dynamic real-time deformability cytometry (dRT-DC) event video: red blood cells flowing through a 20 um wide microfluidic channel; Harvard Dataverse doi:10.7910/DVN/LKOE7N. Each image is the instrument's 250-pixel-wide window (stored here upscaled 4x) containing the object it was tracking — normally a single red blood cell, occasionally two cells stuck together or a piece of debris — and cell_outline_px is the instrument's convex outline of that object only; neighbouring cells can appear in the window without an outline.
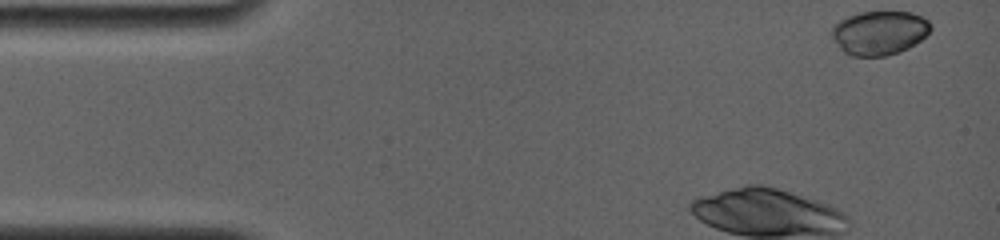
{"species": "common noctule bat (a hibernating species)", "species_latin": "Nyctalus noctula", "temperature_condition": "room temperature", "stored_images_in_passage": 4, "camera_frame_rate_fps": 4000, "um_per_image_px": 0.085, "animal": {"sex": "female", "body_mass_g": 19.0, "forearm_length_mm": 56.7}, "frame": {"image": 1, "passage_image": 1, "time_ms": 0.0, "image_size_px": [1000, 240], "cell_outline_px": [[932, 28], [920, 40], [908, 48], [900, 52], [884, 56], [852, 56], [844, 52], [832, 40], [828, 32], [832, 24], [848, 16], [860, 12], [912, 12], [928, 20], [932, 24]], "centroid_in_image_um": [74.69, 2.79], "position_along_channel_um": 10.3, "area_um2": 25.66}}